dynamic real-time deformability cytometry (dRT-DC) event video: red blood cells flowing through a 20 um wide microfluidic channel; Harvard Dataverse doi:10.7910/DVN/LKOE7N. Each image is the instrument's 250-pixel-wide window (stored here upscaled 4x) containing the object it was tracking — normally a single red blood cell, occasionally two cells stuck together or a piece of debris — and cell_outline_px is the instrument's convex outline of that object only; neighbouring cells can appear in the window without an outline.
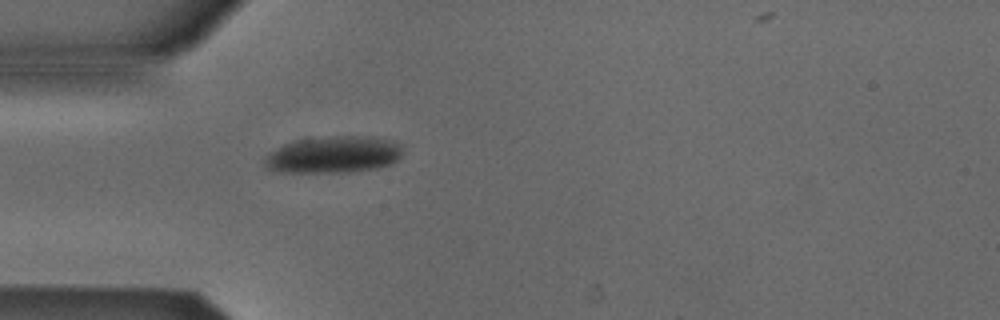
{"species": "Egyptian fruit bat (a non-hibernating species)", "species_latin": "Rousettus aegyptiacus", "temperature_condition": "cold", "stored_images_in_passage": 34, "camera_frame_rate_fps": 3000, "um_per_image_px": 0.085, "animal": {"sex": "male"}, "frame": {"image": 1, "passage_image": 1, "time_ms": 0.0, "image_size_px": [1000, 320], "cell_outline_px": [[404, 152], [392, 164], [376, 168], [352, 172], [280, 172], [264, 168], [264, 156], [268, 152], [284, 144], [296, 140], [324, 136], [372, 136], [392, 140], [404, 144]], "centroid_in_image_um": [28.37, 13.13], "position_along_channel_um": 56.6, "area_um2": 30.29}}
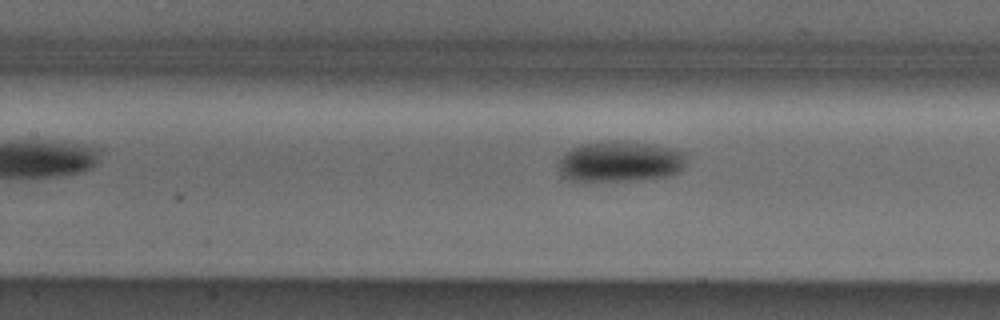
{"frame": {"image": 2, "passage_image": 9, "time_ms": 2.667, "image_size_px": [1000, 320], "cell_outline_px": [[688, 152], [680, 172], [668, 176], [640, 180], [584, 184], [568, 180], [560, 176], [556, 168], [560, 156], [572, 148], [584, 144], [612, 140], [648, 144]], "centroid_in_image_um": [52.6, 13.79], "position_along_channel_um": 154.8, "area_um2": 31.44}}
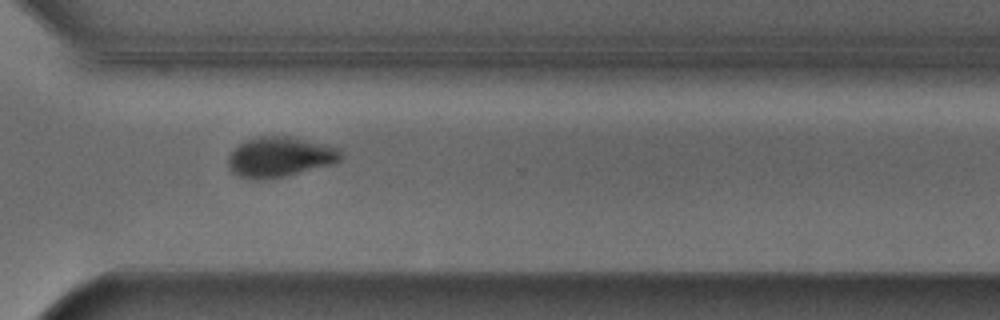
{"frame": {"image": 3, "passage_image": 24, "time_ms": 7.667, "image_size_px": [1000, 320], "cell_outline_px": [[344, 156], [340, 160], [328, 164], [284, 176], [256, 180], [240, 176], [232, 172], [228, 168], [228, 156], [240, 144], [256, 136], [288, 136], [324, 144], [336, 148]], "centroid_in_image_um": [23.74, 13.33], "position_along_channel_um": 346.9, "area_um2": 25.72}, "authors_computed_cell_mechanics": {"area_um2": 28.9578, "velocity_mm_per_s": 3.8494, "shape_relaxation_time_tau1_ms": 3.0297, "shape_relaxation_time_tau2_ms": null, "deformation_change_tau1": 0.0918, "deformation_change_tau2": null}}